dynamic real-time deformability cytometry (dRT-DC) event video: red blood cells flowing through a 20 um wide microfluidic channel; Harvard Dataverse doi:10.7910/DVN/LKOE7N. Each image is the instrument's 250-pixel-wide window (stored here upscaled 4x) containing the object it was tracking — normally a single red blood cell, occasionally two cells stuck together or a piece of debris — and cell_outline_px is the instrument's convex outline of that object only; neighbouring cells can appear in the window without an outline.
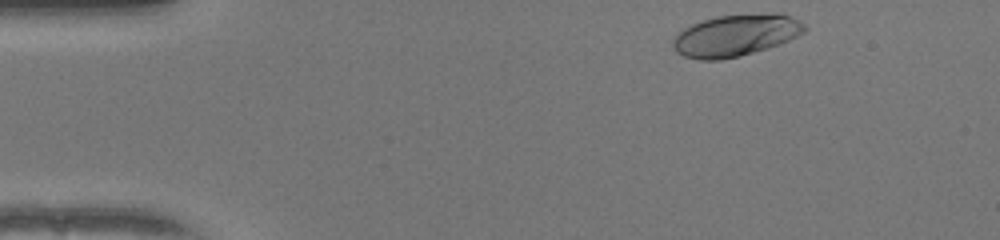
{"species": "human", "species_latin": "Homo sapiens", "temperature_condition": "warm", "stored_images_in_passage": 38, "camera_frame_rate_fps": 3000, "um_per_image_px": 0.085, "donor": {"sex": "female"}, "frame": {"image": 1, "passage_image": 1, "time_ms": 0.0, "image_size_px": [1000, 240], "cell_outline_px": [[784, 16], [780, 40], [772, 44], [736, 56], [688, 56], [680, 52], [676, 48], [676, 40], [688, 28], [696, 24], [708, 20], [724, 16]], "centroid_in_image_um": [62.07, 3.04], "position_along_channel_um": 22.9, "area_um2": 24.85}}
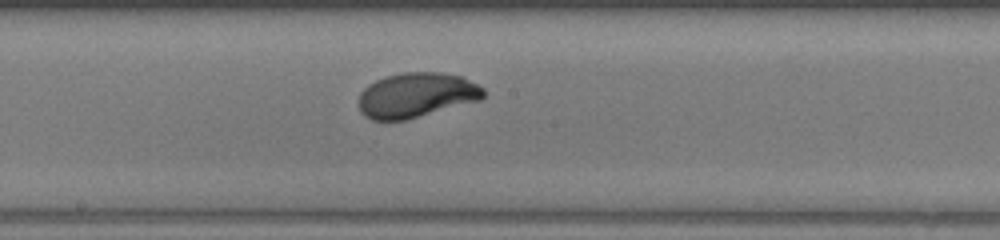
{"frame": {"image": 2, "passage_image": 22, "time_ms": 7.0, "image_size_px": [1000, 240], "cell_outline_px": [[484, 96], [400, 120], [376, 120], [368, 116], [360, 108], [360, 96], [372, 84], [380, 80], [392, 76], [456, 76], [480, 88], [484, 92]], "centroid_in_image_um": [35.27, 8.15], "position_along_channel_um": 212.9, "area_um2": 28.38}}
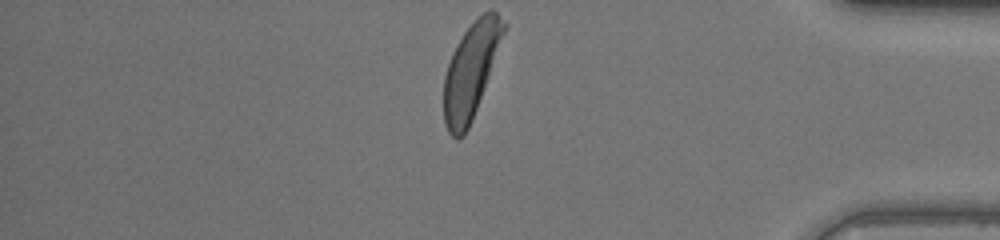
{"frame": {"image": 3, "passage_image": 38, "time_ms": 12.333, "image_size_px": [1000, 240], "cell_outline_px": [[504, 28], [484, 84], [472, 116], [464, 132], [460, 136], [452, 136], [444, 120], [444, 80], [452, 56], [460, 40], [468, 28], [484, 12], [496, 12]], "centroid_in_image_um": [39.95, 6.02], "position_along_channel_um": 395.2, "area_um2": 29.88}, "authors_computed_cell_mechanics": {"area_um2": 28.7266, "velocity_mm_per_s": 4.0018, "shape_relaxation_time_tau1_ms": 3.0156, "shape_relaxation_time_tau2_ms": null, "deformation_change_tau1": 0.1779, "deformation_change_tau2": null}}